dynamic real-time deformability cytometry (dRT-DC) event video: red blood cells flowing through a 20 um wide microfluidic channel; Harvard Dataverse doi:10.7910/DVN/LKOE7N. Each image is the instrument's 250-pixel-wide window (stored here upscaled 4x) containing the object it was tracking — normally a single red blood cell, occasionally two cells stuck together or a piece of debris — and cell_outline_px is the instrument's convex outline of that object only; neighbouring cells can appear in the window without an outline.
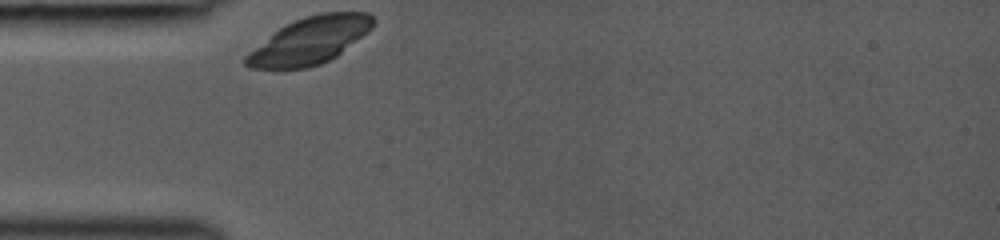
{"species": "common noctule bat (a hibernating species)", "species_latin": "Nyctalus noctula", "temperature_condition": "room temperature", "stored_images_in_passage": 27, "camera_frame_rate_fps": 3000, "um_per_image_px": 0.085, "animal": {"sex": "female", "body_mass_g": 19.0, "forearm_length_mm": 53.3}, "frame": {"image": 1, "passage_image": 1, "time_ms": 0.0, "image_size_px": [1000, 240], "cell_outline_px": [[376, 20], [372, 28], [336, 56], [320, 64], [308, 68], [248, 68], [244, 64], [244, 56], [248, 52], [284, 24], [304, 16], [320, 12], [368, 12]], "centroid_in_image_um": [26.32, 3.43], "position_along_channel_um": 58.7, "area_um2": 34.62}}